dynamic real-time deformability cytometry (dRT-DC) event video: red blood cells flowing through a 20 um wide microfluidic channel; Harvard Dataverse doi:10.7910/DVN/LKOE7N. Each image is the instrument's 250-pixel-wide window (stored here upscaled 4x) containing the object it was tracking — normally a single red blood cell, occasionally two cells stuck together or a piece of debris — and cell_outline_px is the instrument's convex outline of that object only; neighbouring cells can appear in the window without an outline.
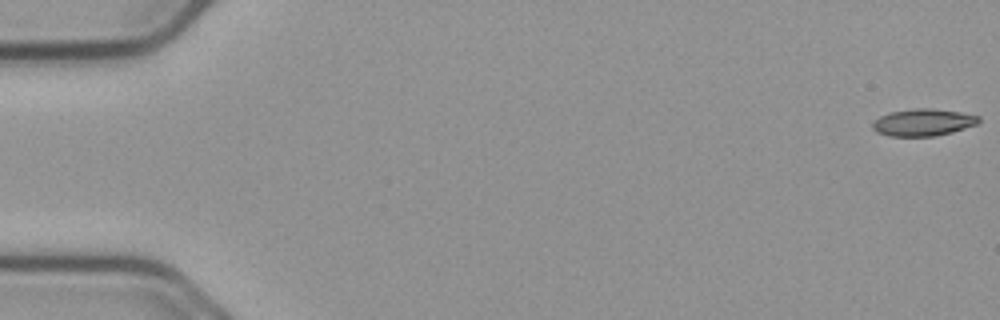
{"species": "common noctule bat (a hibernating species)", "species_latin": "Nyctalus noctula", "temperature_condition": "cold", "stored_images_in_passage": 56, "camera_frame_rate_fps": 3000, "um_per_image_px": 0.085, "animal": {"sex": "male", "body_mass_g": 23.1, "forearm_length_mm": 52.7}, "frame": {"image": 1, "passage_image": 1, "time_ms": 0.0, "image_size_px": [1000, 320], "cell_outline_px": [[980, 120], [976, 124], [952, 132], [936, 136], [888, 136], [876, 132], [872, 128], [872, 120], [888, 112], [916, 108], [932, 108], [960, 112], [980, 116]], "centroid_in_image_um": [78.42, 10.4], "position_along_channel_um": 6.6, "area_um2": 16.88}}
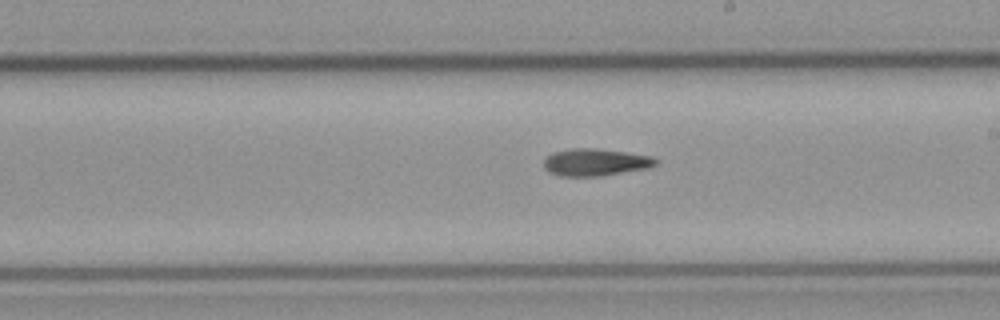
{"frame": {"image": 2, "passage_image": 32, "time_ms": 10.333, "image_size_px": [1000, 320], "cell_outline_px": [[656, 164], [648, 168], [600, 176], [560, 176], [548, 172], [544, 168], [544, 160], [552, 152], [572, 148], [592, 148], [624, 152], [652, 156], [656, 160]], "centroid_in_image_um": [50.56, 13.79], "position_along_channel_um": 238.4, "area_um2": 17.63}}
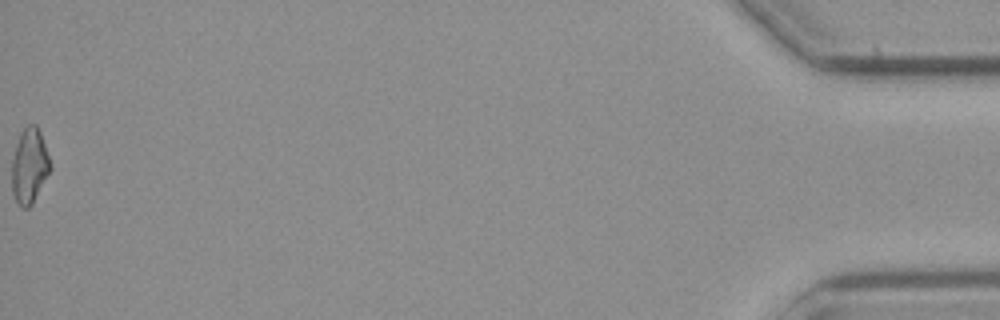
{"frame": {"image": 3, "passage_image": 56, "time_ms": 18.333, "image_size_px": [1000, 320], "cell_outline_px": [[52, 168], [32, 204], [28, 208], [20, 208], [12, 192], [12, 160], [16, 144], [20, 132], [28, 124], [36, 124], [40, 132]], "centroid_in_image_um": [2.49, 14.11], "position_along_channel_um": 432.7, "area_um2": 16.76}}